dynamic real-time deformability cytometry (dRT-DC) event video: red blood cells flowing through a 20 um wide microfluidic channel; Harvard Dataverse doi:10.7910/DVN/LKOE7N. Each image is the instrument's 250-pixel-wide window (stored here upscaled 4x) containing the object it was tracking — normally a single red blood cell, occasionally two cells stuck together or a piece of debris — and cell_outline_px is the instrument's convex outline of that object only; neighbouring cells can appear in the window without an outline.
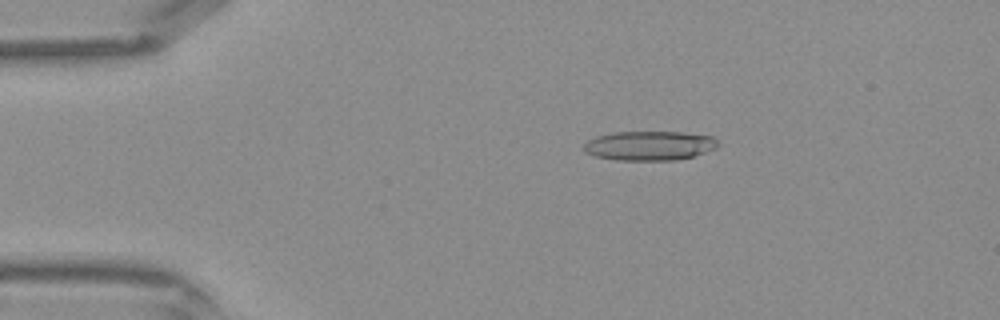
{"species": "Egyptian fruit bat (a non-hibernating species)", "species_latin": "Rousettus aegyptiacus", "temperature_condition": "warm", "stored_images_in_passage": 39, "camera_frame_rate_fps": 3000, "um_per_image_px": 0.085, "frame": {"image": 1, "passage_image": 5, "time_ms": 1.333, "image_size_px": [1000, 320], "cell_outline_px": [[720, 144], [716, 148], [692, 156], [676, 160], [616, 160], [596, 156], [584, 152], [584, 144], [588, 140], [596, 136], [612, 132], [680, 132], [712, 136]], "centroid_in_image_um": [55.18, 12.38], "position_along_channel_um": 29.8, "area_um2": 22.89}}
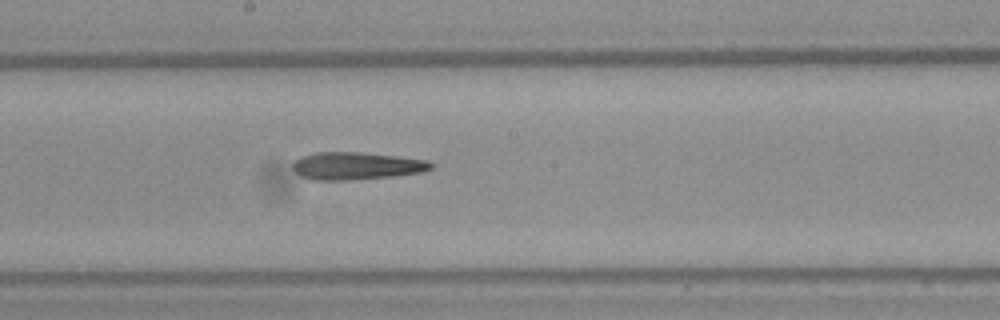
{"frame": {"image": 2, "passage_image": 20, "time_ms": 6.333, "image_size_px": [1000, 320], "cell_outline_px": [[432, 168], [424, 172], [392, 176], [348, 180], [312, 180], [300, 176], [292, 168], [292, 164], [300, 156], [316, 152], [360, 152], [396, 156], [428, 160], [432, 164]], "centroid_in_image_um": [30.26, 14.1], "position_along_channel_um": 217.9, "area_um2": 22.2}}
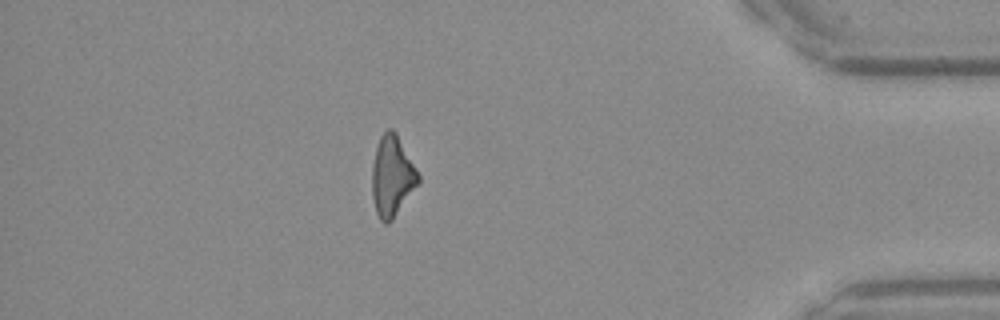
{"frame": {"image": 3, "passage_image": 34, "time_ms": 11.0, "image_size_px": [1000, 320], "cell_outline_px": [[420, 180], [392, 220], [388, 224], [384, 224], [380, 220], [376, 212], [372, 196], [372, 164], [376, 148], [380, 136], [388, 128], [392, 128], [396, 132], [420, 176]], "centroid_in_image_um": [33.3, 14.97], "position_along_channel_um": 401.9, "area_um2": 21.5}}